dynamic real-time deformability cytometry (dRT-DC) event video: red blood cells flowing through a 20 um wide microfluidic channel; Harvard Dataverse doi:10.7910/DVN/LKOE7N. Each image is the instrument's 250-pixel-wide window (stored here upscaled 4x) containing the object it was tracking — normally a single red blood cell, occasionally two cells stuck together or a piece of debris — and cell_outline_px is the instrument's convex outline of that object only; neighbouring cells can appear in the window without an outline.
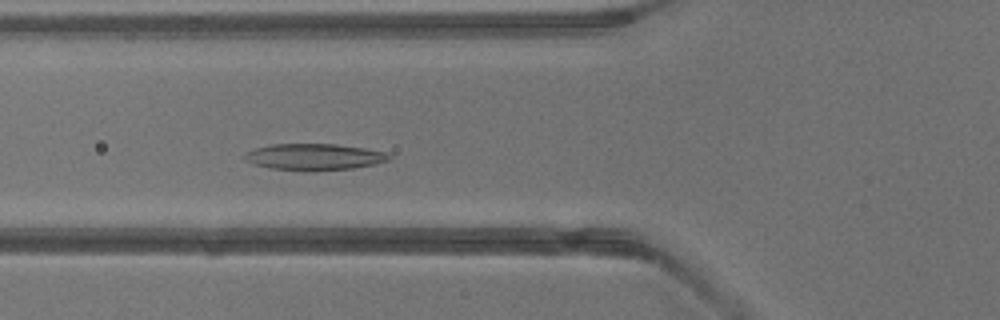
{"species": "common noctule bat (a hibernating species)", "species_latin": "Nyctalus noctula", "temperature_condition": "warm", "stored_images_in_passage": 38, "camera_frame_rate_fps": 3000, "um_per_image_px": 0.085, "animal": {"sex": "male", "body_mass_g": 13.3}, "frame": {"image": 1, "passage_image": 13, "time_ms": 4.0, "image_size_px": [1000, 320], "cell_outline_px": [[392, 156], [388, 160], [372, 164], [352, 168], [272, 168], [252, 164], [244, 156], [248, 152], [256, 148], [272, 144], [336, 144], [364, 148], [388, 152]], "centroid_in_image_um": [26.75, 13.28], "position_along_channel_um": 99.0, "area_um2": 21.04}}
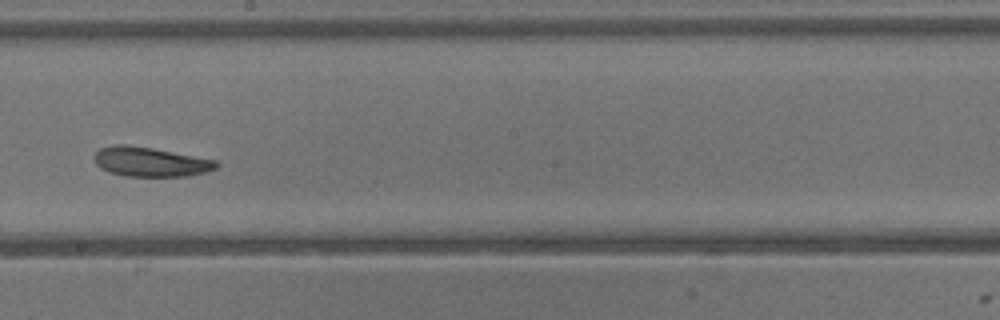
{"frame": {"image": 2, "passage_image": 21, "time_ms": 6.667, "image_size_px": [1000, 320], "cell_outline_px": [[220, 164], [216, 168], [204, 172], [188, 176], [124, 176], [108, 172], [100, 168], [96, 164], [92, 156], [100, 148], [112, 144], [124, 144], [152, 148], [216, 160]], "centroid_in_image_um": [12.73, 13.75], "position_along_channel_um": 235.5, "area_um2": 21.04}}
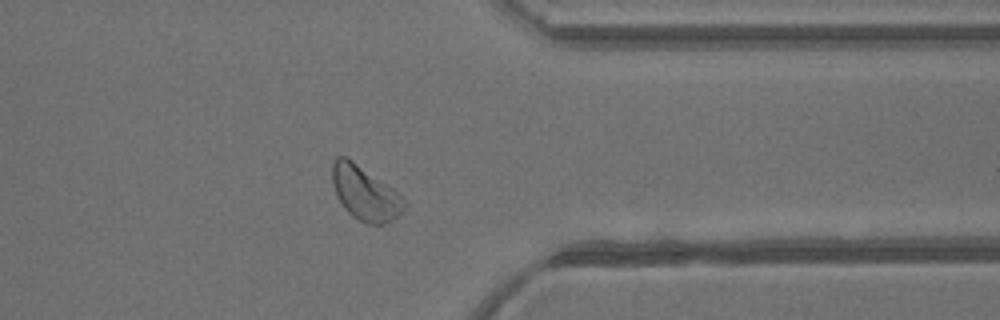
{"frame": {"image": 3, "passage_image": 30, "time_ms": 9.667, "image_size_px": [1000, 320], "cell_outline_px": [[408, 204], [392, 220], [384, 224], [368, 224], [352, 216], [344, 208], [336, 192], [332, 180], [332, 160], [336, 156], [344, 156], [352, 160], [404, 196]], "centroid_in_image_um": [31.04, 16.41], "position_along_channel_um": 380.4, "area_um2": 22.48}}